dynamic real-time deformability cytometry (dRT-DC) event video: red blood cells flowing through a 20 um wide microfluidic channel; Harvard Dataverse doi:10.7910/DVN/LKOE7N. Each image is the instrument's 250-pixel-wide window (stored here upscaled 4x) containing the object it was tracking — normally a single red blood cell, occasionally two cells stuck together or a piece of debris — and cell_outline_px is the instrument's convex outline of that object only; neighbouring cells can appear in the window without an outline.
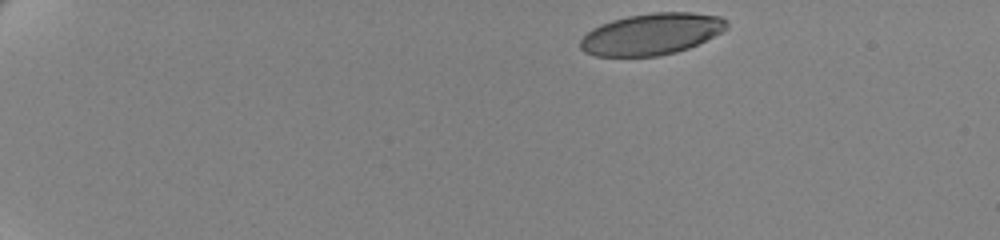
{"species": "human", "species_latin": "Homo sapiens", "temperature_condition": "cold", "stored_images_in_passage": 51, "camera_frame_rate_fps": 3000, "um_per_image_px": 0.085, "donor": {"sex": "female"}, "frame": {"image": 1, "passage_image": 1, "time_ms": 0.0, "image_size_px": [1000, 240], "cell_outline_px": [[728, 28], [688, 48], [676, 52], [660, 56], [596, 56], [584, 52], [580, 48], [580, 40], [592, 28], [600, 24], [612, 20], [628, 16], [652, 12], [692, 12], [720, 16], [728, 20]], "centroid_in_image_um": [55.37, 2.89], "position_along_channel_um": 29.6, "area_um2": 35.37}}
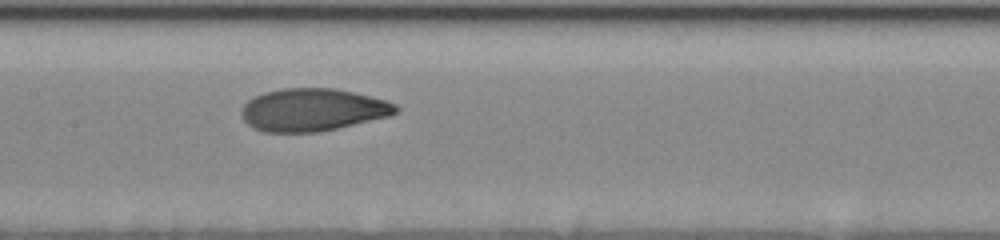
{"frame": {"image": 2, "passage_image": 24, "time_ms": 7.667, "image_size_px": [1000, 240], "cell_outline_px": [[400, 108], [392, 116], [336, 128], [316, 132], [264, 132], [252, 128], [244, 120], [240, 112], [244, 104], [248, 100], [264, 92], [280, 88], [336, 88], [388, 100], [396, 104]], "centroid_in_image_um": [26.59, 9.33], "position_along_channel_um": 180.8, "area_um2": 38.55}}
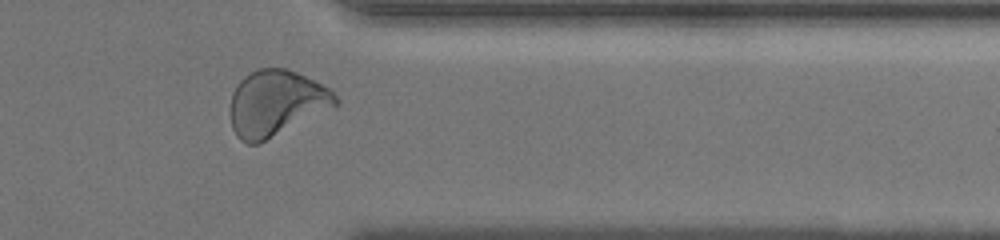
{"frame": {"image": 3, "passage_image": 42, "time_ms": 13.667, "image_size_px": [1000, 240], "cell_outline_px": [[340, 100], [336, 104], [260, 144], [248, 144], [240, 140], [236, 136], [232, 128], [232, 92], [236, 84], [244, 76], [256, 68], [288, 68], [328, 88]], "centroid_in_image_um": [23.41, 8.76], "position_along_channel_um": 388.0, "area_um2": 39.71}, "authors_computed_cell_mechanics": {"area_um2": 38.3214, "velocity_mm_per_s": 3.4796, "shape_relaxation_time_tau1_ms": 4.831, "shape_relaxation_time_tau2_ms": 1.1073, "deformation_change_tau1": 0.1777, "deformation_change_tau2": 0.0607}}